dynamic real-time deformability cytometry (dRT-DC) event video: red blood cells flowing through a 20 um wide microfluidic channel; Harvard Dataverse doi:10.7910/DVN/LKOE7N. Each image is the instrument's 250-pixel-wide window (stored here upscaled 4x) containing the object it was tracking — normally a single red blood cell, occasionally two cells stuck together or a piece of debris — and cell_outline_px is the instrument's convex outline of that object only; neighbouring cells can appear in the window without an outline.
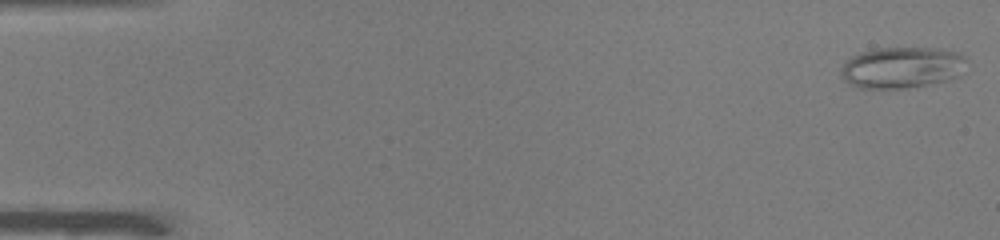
{"species": "common noctule bat (a hibernating species)", "species_latin": "Nyctalus noctula", "temperature_condition": "warm", "stored_images_in_passage": 50, "camera_frame_rate_fps": 3000, "um_per_image_px": 0.085, "animal": {"sex": "male", "body_mass_g": 19.0, "forearm_length_mm": 50.8}, "frame": {"image": 1, "passage_image": 1, "time_ms": 0.0, "image_size_px": [1000, 240], "cell_outline_px": [[968, 60], [960, 76], [948, 80], [916, 88], [856, 88], [844, 80], [840, 76], [840, 68], [852, 56], [860, 52], [876, 48], [936, 48], [960, 52]], "centroid_in_image_um": [76.69, 5.75], "position_along_channel_um": 8.3, "area_um2": 30.81}}
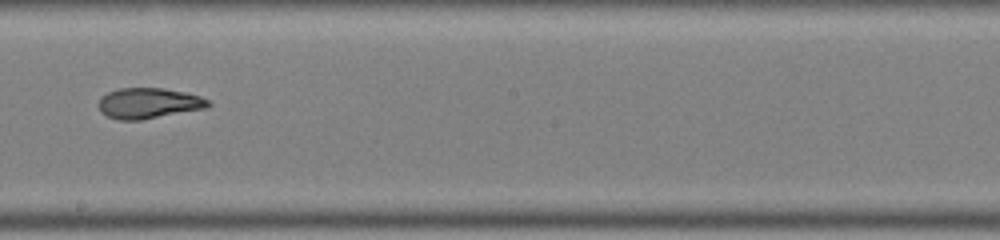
{"frame": {"image": 2, "passage_image": 29, "time_ms": 9.333, "image_size_px": [1000, 240], "cell_outline_px": [[212, 104], [208, 108], [140, 120], [120, 120], [108, 116], [100, 112], [100, 96], [108, 92], [120, 88], [164, 88], [184, 92], [200, 96], [208, 100]], "centroid_in_image_um": [12.66, 8.77], "position_along_channel_um": 235.5, "area_um2": 19.54}}
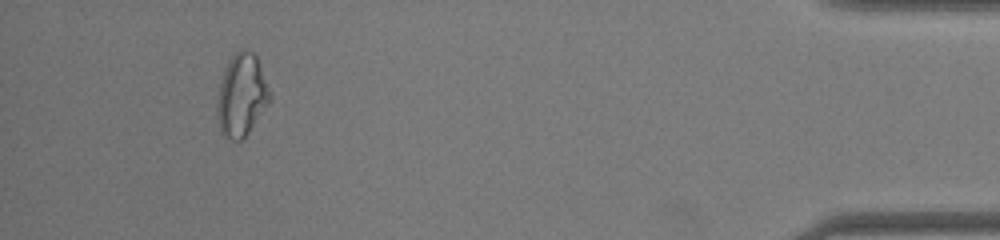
{"frame": {"image": 3, "passage_image": 47, "time_ms": 15.333, "image_size_px": [1000, 240], "cell_outline_px": [[272, 100], [248, 132], [240, 140], [232, 140], [224, 136], [220, 132], [216, 120], [216, 100], [220, 84], [224, 72], [232, 56], [240, 48], [244, 48], [252, 52], [256, 56], [260, 64], [272, 92]], "centroid_in_image_um": [20.55, 8.1], "position_along_channel_um": 414.7, "area_um2": 25.61}, "authors_computed_cell_mechanics": {"area_um2": 21.8484, "velocity_mm_per_s": 4.0073, "shape_relaxation_time_tau1_ms": null, "shape_relaxation_time_tau2_ms": 2.3287, "deformation_change_tau1": null, "deformation_change_tau2": 0.0838}}